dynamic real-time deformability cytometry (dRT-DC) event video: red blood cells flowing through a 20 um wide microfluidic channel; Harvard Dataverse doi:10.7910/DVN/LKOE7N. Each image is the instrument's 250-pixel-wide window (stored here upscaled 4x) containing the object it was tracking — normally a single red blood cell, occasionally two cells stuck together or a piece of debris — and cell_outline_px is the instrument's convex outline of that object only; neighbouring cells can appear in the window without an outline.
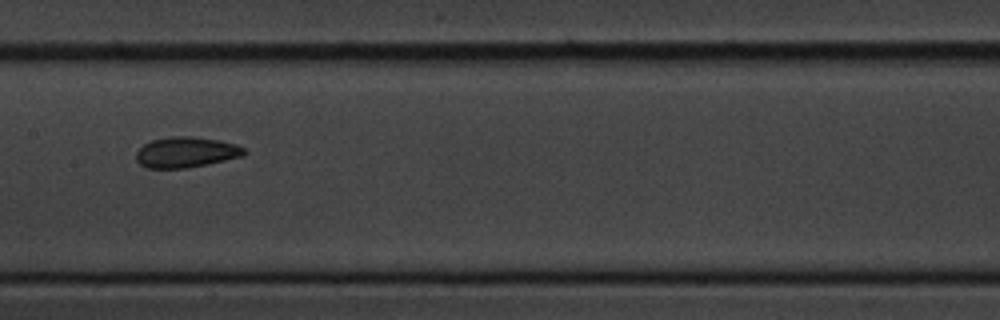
{"species": "common noctule bat (a hibernating species)", "species_latin": "Nyctalus noctula", "temperature_condition": "cold", "stored_images_in_passage": 14, "camera_frame_rate_fps": 3000, "um_per_image_px": 0.085, "animal": {"sex": "male", "body_mass_g": 20.1, "forearm_length_mm": 53.5}, "frame": {"image": 1, "passage_image": 7, "time_ms": 7.667, "image_size_px": [1000, 320], "cell_outline_px": [[248, 152], [244, 156], [188, 168], [148, 168], [140, 164], [136, 160], [136, 152], [144, 144], [152, 140], [172, 136], [192, 136], [216, 140], [236, 144], [244, 148]], "centroid_in_image_um": [15.83, 12.94], "position_along_channel_um": 191.6, "area_um2": 19.25}}
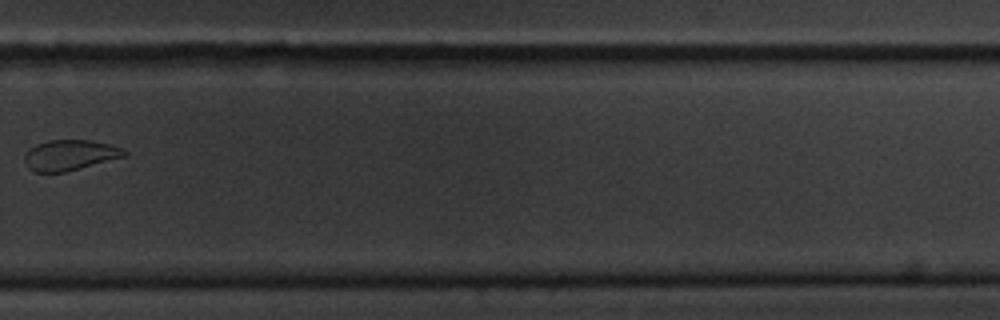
{"frame": {"image": 2, "passage_image": 10, "time_ms": 11.333, "image_size_px": [1000, 320], "cell_outline_px": [[128, 156], [64, 172], [36, 172], [28, 168], [24, 160], [24, 156], [36, 144], [48, 140], [88, 140], [108, 144], [124, 148], [128, 152]], "centroid_in_image_um": [5.98, 13.18], "position_along_channel_um": 323.8, "area_um2": 17.69}}
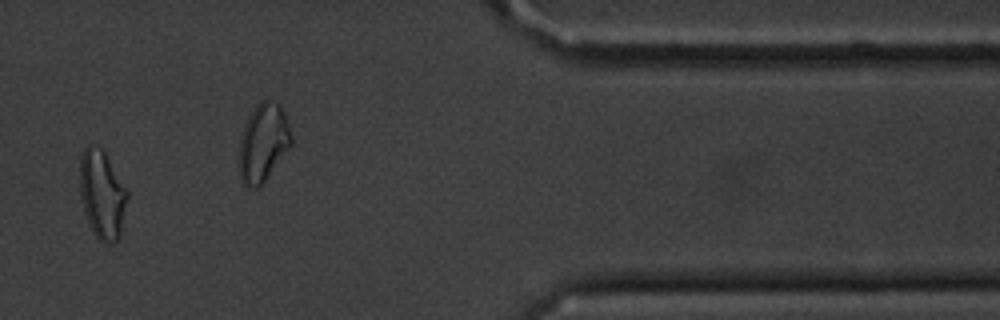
{"frame": {"image": 3, "passage_image": 12, "time_ms": 13.667, "image_size_px": [1000, 320], "cell_outline_px": [[128, 196], [120, 236], [116, 240], [108, 244], [104, 244], [96, 236], [88, 220], [80, 196], [80, 156], [84, 148], [88, 144], [92, 144], [100, 148], [104, 152], [128, 188]], "centroid_in_image_um": [8.7, 16.5], "position_along_channel_um": 402.7, "area_um2": 24.45}, "authors_computed_cell_mechanics": {"area_um2": 19.3052, "velocity_mm_per_s": 3.6096, "shape_relaxation_time_tau1_ms": 2.3122, "shape_relaxation_time_tau2_ms": 6.9861, "deformation_change_tau1": 0.1295, "deformation_change_tau2": 0.0875}}